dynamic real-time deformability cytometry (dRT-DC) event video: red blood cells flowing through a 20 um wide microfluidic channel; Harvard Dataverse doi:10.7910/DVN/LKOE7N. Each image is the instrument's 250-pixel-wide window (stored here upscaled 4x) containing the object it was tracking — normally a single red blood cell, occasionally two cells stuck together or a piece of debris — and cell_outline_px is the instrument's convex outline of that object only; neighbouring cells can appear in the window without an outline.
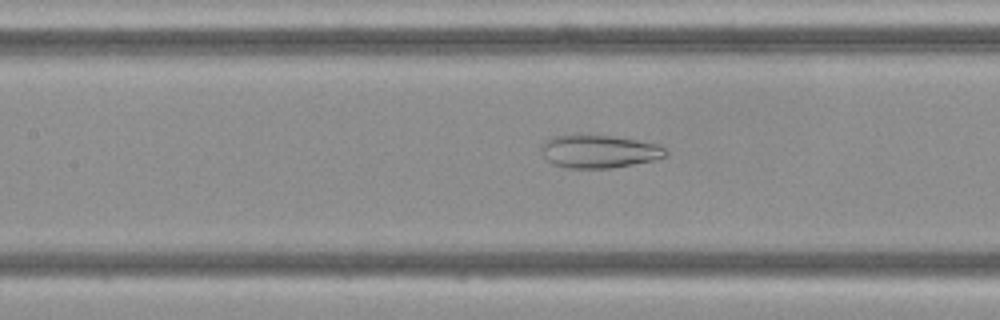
{"species": "Egyptian fruit bat (a non-hibernating species)", "species_latin": "Rousettus aegyptiacus", "temperature_condition": "cold", "stored_images_in_passage": 49, "camera_frame_rate_fps": 3000, "um_per_image_px": 0.085, "frame": {"image": 1, "passage_image": 22, "time_ms": 7.0, "image_size_px": [1000, 320], "cell_outline_px": [[668, 156], [652, 160], [612, 168], [568, 168], [552, 164], [540, 152], [540, 144], [544, 140], [552, 136], [572, 132], [584, 132], [612, 136], [660, 144], [668, 152]], "centroid_in_image_um": [50.83, 12.82], "position_along_channel_um": 156.6, "area_um2": 24.85}}
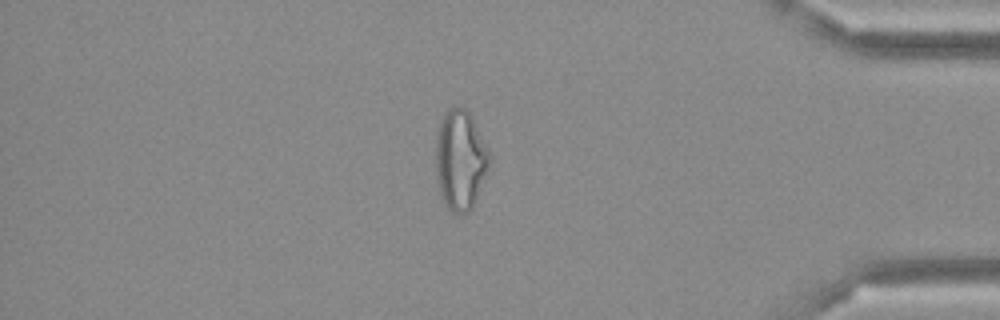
{"frame": {"image": 2, "passage_image": 42, "time_ms": 13.667, "image_size_px": [1000, 320], "cell_outline_px": [[492, 156], [488, 168], [472, 208], [468, 212], [452, 212], [448, 208], [440, 196], [436, 176], [436, 132], [440, 120], [452, 108], [464, 108], [472, 116]], "centroid_in_image_um": [39.12, 13.6], "position_along_channel_um": 396.1, "area_um2": 31.1}}